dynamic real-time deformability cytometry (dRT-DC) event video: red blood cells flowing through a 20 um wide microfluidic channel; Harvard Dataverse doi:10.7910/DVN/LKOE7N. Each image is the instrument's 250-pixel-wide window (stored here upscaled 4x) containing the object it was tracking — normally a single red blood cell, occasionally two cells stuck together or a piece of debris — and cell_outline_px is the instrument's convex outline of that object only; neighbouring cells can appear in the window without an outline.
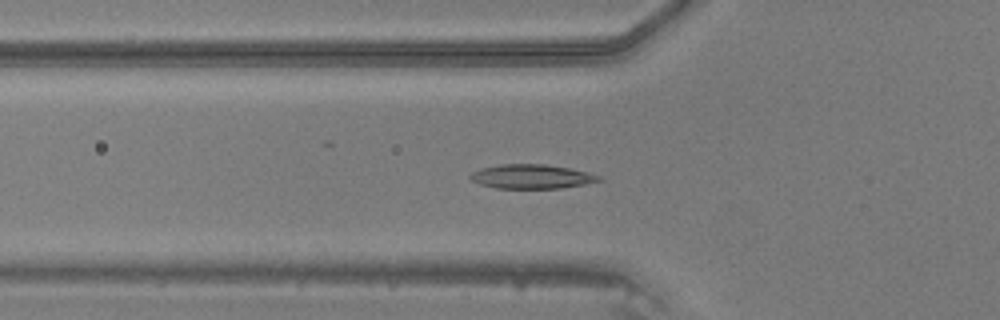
{"species": "common noctule bat (a hibernating species)", "species_latin": "Nyctalus noctula", "temperature_condition": "warm", "stored_images_in_passage": 47, "camera_frame_rate_fps": 3000, "um_per_image_px": 0.085, "animal": {"sex": "male", "body_mass_g": 20.5, "forearm_length_mm": 52.5}, "frame": {"image": 1, "passage_image": 17, "time_ms": 5.333, "image_size_px": [1000, 320], "cell_outline_px": [[604, 180], [584, 184], [560, 188], [496, 188], [480, 184], [472, 180], [468, 176], [472, 172], [480, 168], [500, 164], [544, 164], [568, 168], [600, 176]], "centroid_in_image_um": [45.14, 15.0], "position_along_channel_um": 80.7, "area_um2": 17.98}}
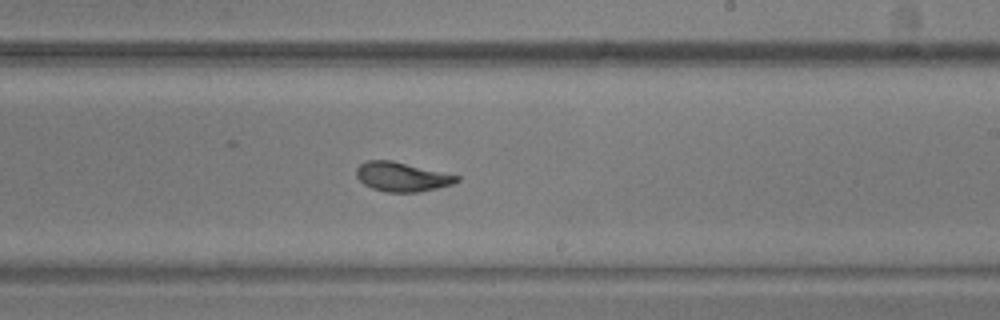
{"frame": {"image": 2, "passage_image": 29, "time_ms": 9.333, "image_size_px": [1000, 320], "cell_outline_px": [[460, 180], [452, 184], [420, 192], [388, 192], [372, 188], [364, 184], [356, 176], [356, 168], [360, 164], [368, 160], [392, 160], [460, 176]], "centroid_in_image_um": [34.15, 15.02], "position_along_channel_um": 254.8, "area_um2": 17.05}}
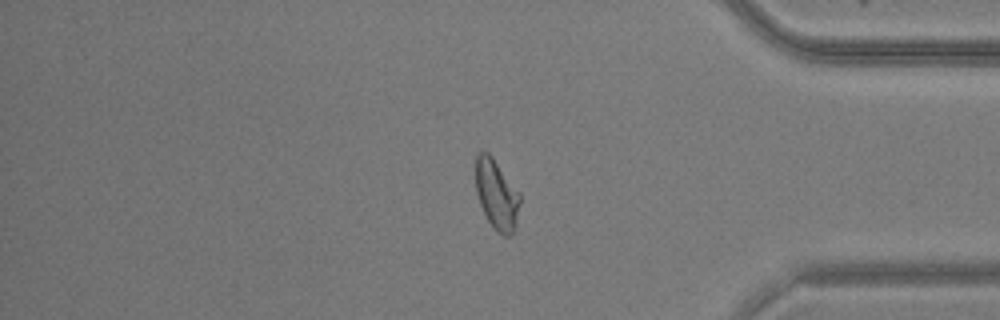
{"frame": {"image": 3, "passage_image": 40, "time_ms": 13.0, "image_size_px": [1000, 320], "cell_outline_px": [[520, 204], [516, 224], [512, 232], [508, 236], [504, 236], [496, 232], [488, 220], [480, 204], [476, 192], [476, 152], [488, 152], [492, 156], [520, 192]], "centroid_in_image_um": [42.22, 16.52], "position_along_channel_um": 393.0, "area_um2": 18.09}}